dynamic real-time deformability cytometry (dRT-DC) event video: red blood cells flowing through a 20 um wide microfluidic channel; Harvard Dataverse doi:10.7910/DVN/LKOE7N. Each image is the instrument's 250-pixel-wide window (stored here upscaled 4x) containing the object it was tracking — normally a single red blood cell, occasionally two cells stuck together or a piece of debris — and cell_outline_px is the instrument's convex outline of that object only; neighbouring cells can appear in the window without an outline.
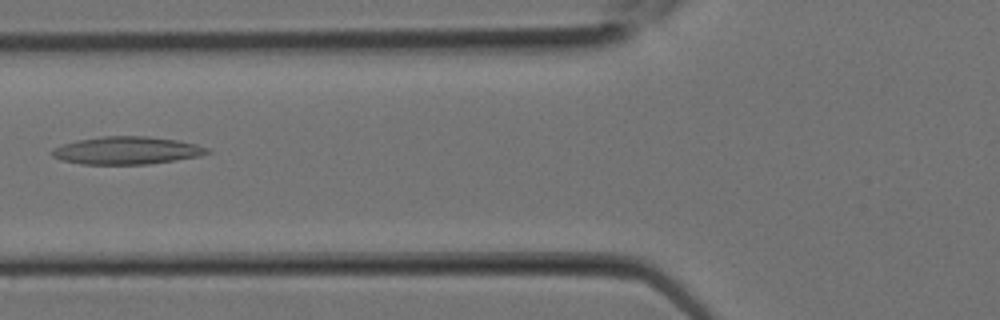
{"species": "Egyptian fruit bat (a non-hibernating species)", "species_latin": "Rousettus aegyptiacus", "temperature_condition": "room temperature", "stored_images_in_passage": 14, "camera_frame_rate_fps": 3000, "um_per_image_px": 0.085, "animal": {"sex": "female"}, "frame": {"image": 1, "passage_image": 10, "time_ms": 3.0, "image_size_px": [1000, 320], "cell_outline_px": [[212, 152], [200, 156], [148, 164], [80, 164], [64, 160], [52, 156], [52, 152], [56, 148], [64, 144], [80, 140], [100, 136], [148, 136], [176, 140], [196, 144], [212, 148]], "centroid_in_image_um": [10.86, 12.79], "position_along_channel_um": 114.9, "area_um2": 24.85}}
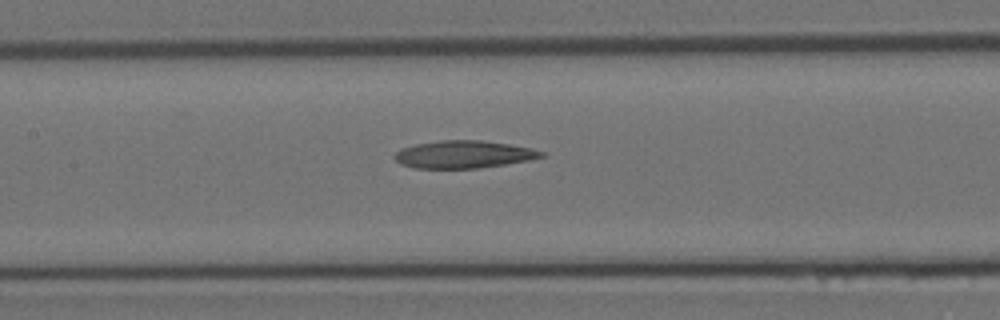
{"frame": {"image": 2, "passage_image": 12, "time_ms": 3.667, "image_size_px": [1000, 320], "cell_outline_px": [[548, 156], [528, 160], [480, 168], [416, 168], [400, 164], [392, 156], [400, 148], [416, 144], [440, 140], [480, 140], [508, 144], [532, 148], [544, 152]], "centroid_in_image_um": [39.4, 13.12], "position_along_channel_um": 168.0, "area_um2": 23.58}}
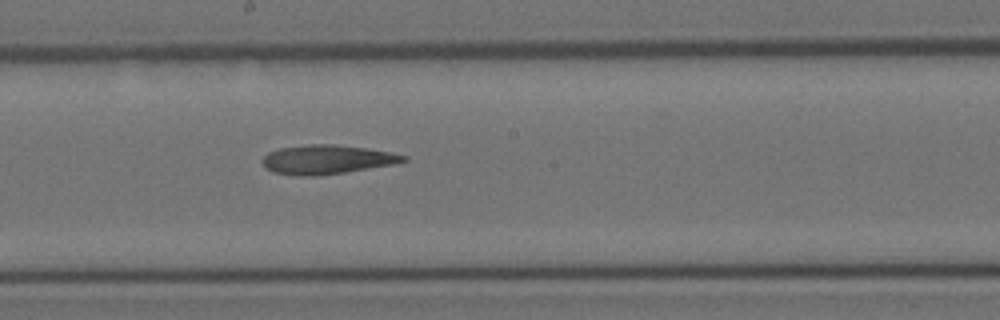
{"frame": {"image": 3, "passage_image": 14, "time_ms": 4.333, "image_size_px": [1000, 320], "cell_outline_px": [[408, 160], [396, 164], [344, 172], [316, 176], [300, 176], [272, 172], [264, 168], [260, 160], [268, 152], [280, 148], [308, 144], [336, 144], [364, 148], [388, 152], [408, 156]], "centroid_in_image_um": [27.74, 13.56], "position_along_channel_um": 220.5, "area_um2": 23.99}}